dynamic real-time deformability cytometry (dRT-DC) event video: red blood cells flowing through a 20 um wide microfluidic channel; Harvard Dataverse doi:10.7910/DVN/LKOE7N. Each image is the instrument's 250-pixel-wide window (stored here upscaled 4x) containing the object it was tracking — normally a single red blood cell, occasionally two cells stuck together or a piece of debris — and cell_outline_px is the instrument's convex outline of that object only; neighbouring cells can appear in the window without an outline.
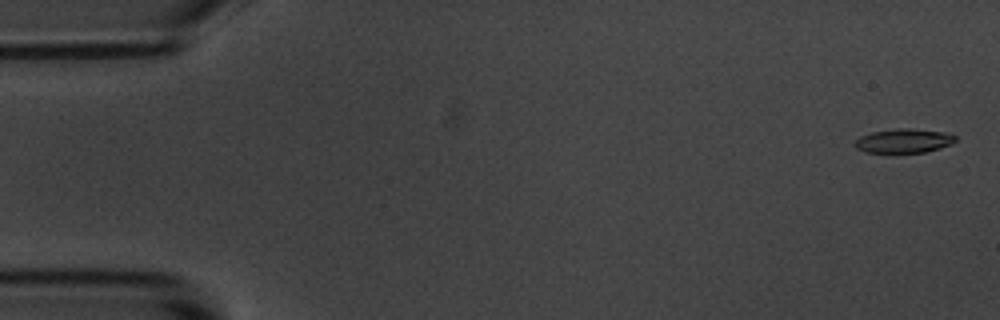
{"species": "common noctule bat (a hibernating species)", "species_latin": "Nyctalus noctula", "temperature_condition": "room temperature", "stored_images_in_passage": 5, "camera_frame_rate_fps": 3000, "um_per_image_px": 0.085, "animal": {"sex": "male", "body_mass_g": 20.1, "forearm_length_mm": 53.5}, "frame": {"image": 1, "passage_image": 1, "time_ms": 0.0, "image_size_px": [1000, 320], "cell_outline_px": [[956, 140], [952, 144], [940, 148], [924, 152], [864, 152], [856, 148], [856, 140], [860, 136], [872, 132], [896, 128], [908, 128], [940, 132], [956, 136]], "centroid_in_image_um": [76.81, 11.97], "position_along_channel_um": 8.2, "area_um2": 13.87}}
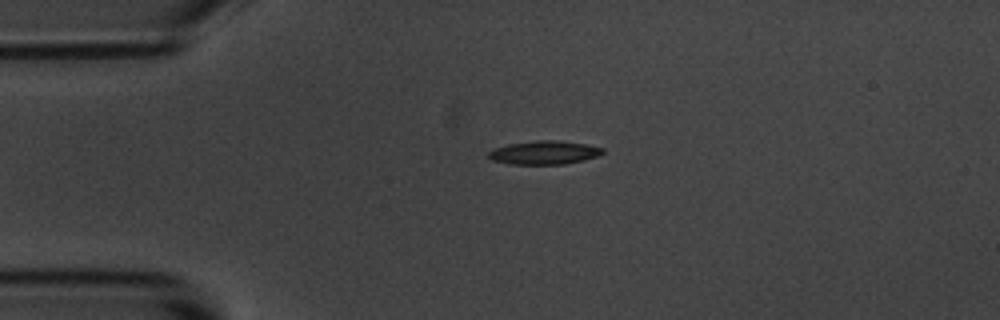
{"frame": {"image": 2, "passage_image": 4, "time_ms": 3.667, "image_size_px": [1000, 320], "cell_outline_px": [[604, 152], [596, 156], [584, 160], [564, 164], [508, 164], [492, 160], [488, 156], [488, 152], [496, 148], [508, 144], [536, 140], [556, 140], [584, 144], [604, 148]], "centroid_in_image_um": [46.24, 12.97], "position_along_channel_um": 38.8, "area_um2": 15.55}}